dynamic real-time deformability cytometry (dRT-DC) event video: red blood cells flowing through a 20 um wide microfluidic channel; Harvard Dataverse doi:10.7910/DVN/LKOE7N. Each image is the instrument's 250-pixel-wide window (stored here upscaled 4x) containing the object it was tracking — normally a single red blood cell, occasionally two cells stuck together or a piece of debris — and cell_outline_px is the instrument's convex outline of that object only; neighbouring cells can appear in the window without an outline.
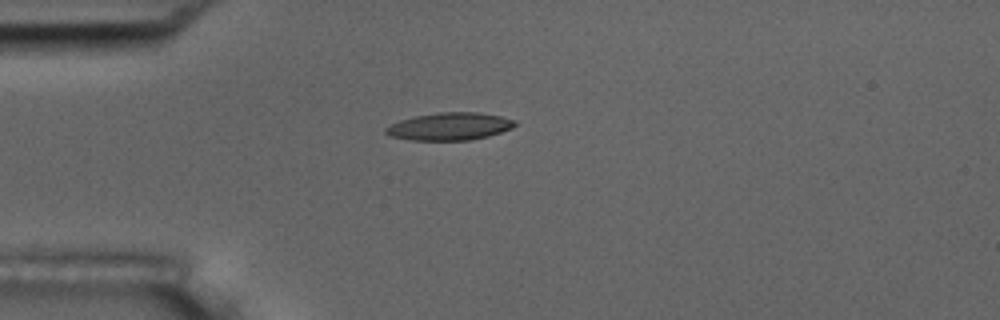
{"species": "common noctule bat (a hibernating species)", "species_latin": "Nyctalus noctula", "temperature_condition": "room temperature", "stored_images_in_passage": 4, "camera_frame_rate_fps": 3000, "um_per_image_px": 0.085, "animal": {"sex": "male", "body_mass_g": 17.5, "forearm_length_mm": 52.3}, "frame": {"image": 1, "passage_image": 1, "time_ms": 0.0, "image_size_px": [1000, 320], "cell_outline_px": [[516, 124], [512, 128], [488, 136], [468, 140], [412, 140], [388, 136], [384, 132], [384, 128], [400, 120], [416, 116], [440, 112], [480, 112], [500, 116], [516, 120]], "centroid_in_image_um": [38.21, 10.74], "position_along_channel_um": 46.8, "area_um2": 20.69}}